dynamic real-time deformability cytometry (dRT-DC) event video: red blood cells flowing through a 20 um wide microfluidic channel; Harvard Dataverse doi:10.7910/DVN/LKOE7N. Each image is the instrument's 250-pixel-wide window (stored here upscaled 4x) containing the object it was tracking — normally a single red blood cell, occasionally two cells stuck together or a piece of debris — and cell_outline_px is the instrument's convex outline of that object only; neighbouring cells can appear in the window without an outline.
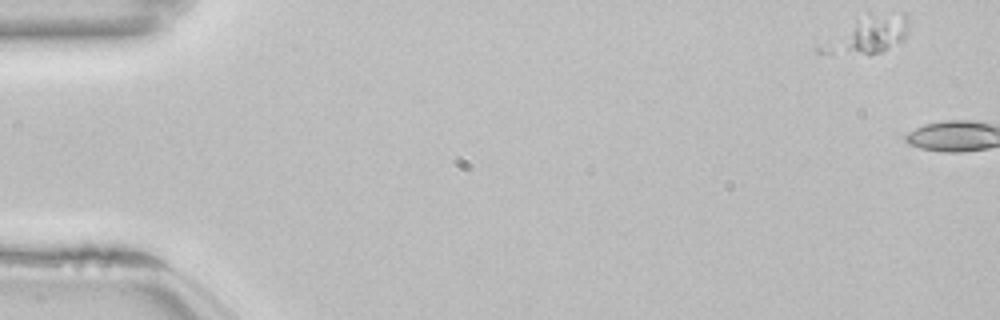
{"species": "common noctule bat (a hibernating species)", "species_latin": "Nyctalus noctula", "temperature_condition": "room temperature", "stored_images_in_passage": 4, "camera_frame_rate_fps": 3000, "um_per_image_px": 0.085, "animal": {"sex": "female", "body_mass_g": 22.7, "forearm_length_mm": 54.2}, "frame": {"image": 1, "passage_image": 4, "time_ms": 1.0, "image_size_px": [1000, 320], "cell_outline_px": [[908, 24], [904, 40], [880, 52], [816, 52], [812, 48], [868, 12], [904, 12], [908, 16]], "centroid_in_image_um": [73.78, 2.88], "position_along_channel_um": 11.2, "area_um2": 18.73}}